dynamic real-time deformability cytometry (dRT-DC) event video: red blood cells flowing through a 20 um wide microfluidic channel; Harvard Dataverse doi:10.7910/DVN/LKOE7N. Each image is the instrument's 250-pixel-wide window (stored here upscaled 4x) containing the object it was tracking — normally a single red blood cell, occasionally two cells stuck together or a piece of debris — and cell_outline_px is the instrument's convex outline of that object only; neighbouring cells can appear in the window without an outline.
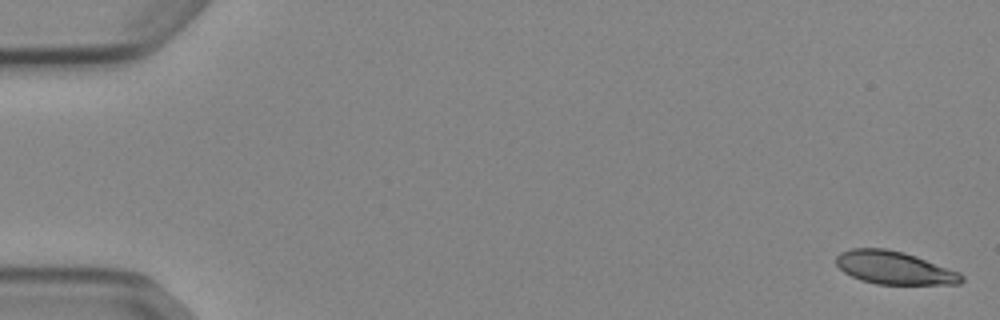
{"species": "Egyptian fruit bat (a non-hibernating species)", "species_latin": "Rousettus aegyptiacus", "temperature_condition": "cold", "stored_images_in_passage": 54, "camera_frame_rate_fps": 3000, "um_per_image_px": 0.085, "animal": {"sex": "female"}, "frame": {"image": 1, "passage_image": 1, "time_ms": 0.0, "image_size_px": [1000, 320], "cell_outline_px": [[964, 280], [960, 284], [876, 284], [860, 280], [844, 272], [836, 264], [836, 256], [840, 252], [852, 248], [884, 248], [904, 252], [916, 256], [960, 272], [964, 276]], "centroid_in_image_um": [76.02, 22.76], "position_along_channel_um": 9.0, "area_um2": 24.16}}
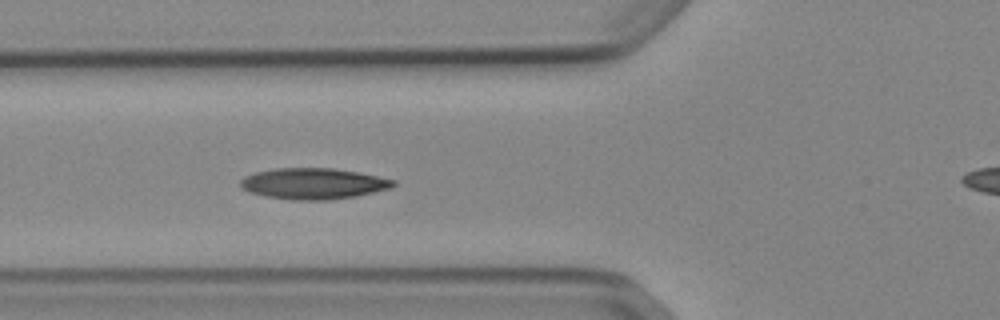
{"frame": {"image": 2, "passage_image": 20, "time_ms": 6.333, "image_size_px": [1000, 320], "cell_outline_px": [[396, 184], [392, 188], [356, 196], [328, 200], [292, 200], [264, 196], [240, 188], [240, 180], [244, 176], [256, 172], [272, 168], [332, 168], [360, 172], [396, 180]], "centroid_in_image_um": [26.64, 15.6], "position_along_channel_um": 99.2, "area_um2": 27.86}}
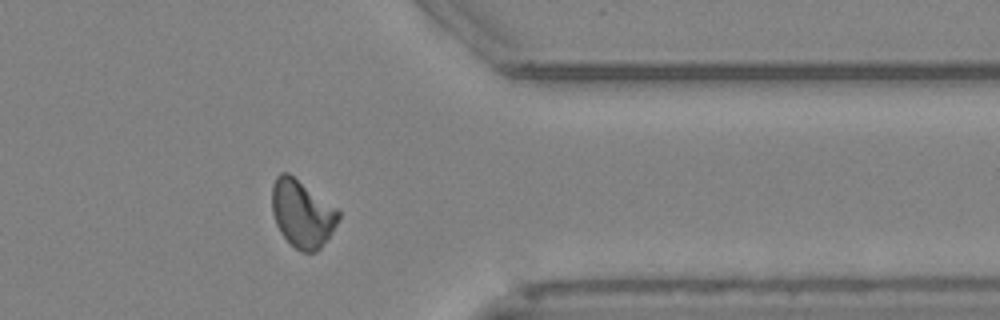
{"frame": {"image": 3, "passage_image": 43, "time_ms": 14.0, "image_size_px": [1000, 320], "cell_outline_px": [[340, 216], [328, 240], [316, 252], [304, 252], [296, 248], [280, 232], [276, 224], [272, 212], [272, 184], [276, 176], [280, 172], [288, 172], [336, 208], [340, 212]], "centroid_in_image_um": [25.67, 18.16], "position_along_channel_um": 385.7, "area_um2": 25.89}, "authors_computed_cell_mechanics": {"area_um2": 25.7499, "velocity_mm_per_s": 3.8655, "shape_relaxation_time_tau1_ms": 6.777, "shape_relaxation_time_tau2_ms": 6.1397, "deformation_change_tau1": 0.1544, "deformation_change_tau2": 0.1059}}